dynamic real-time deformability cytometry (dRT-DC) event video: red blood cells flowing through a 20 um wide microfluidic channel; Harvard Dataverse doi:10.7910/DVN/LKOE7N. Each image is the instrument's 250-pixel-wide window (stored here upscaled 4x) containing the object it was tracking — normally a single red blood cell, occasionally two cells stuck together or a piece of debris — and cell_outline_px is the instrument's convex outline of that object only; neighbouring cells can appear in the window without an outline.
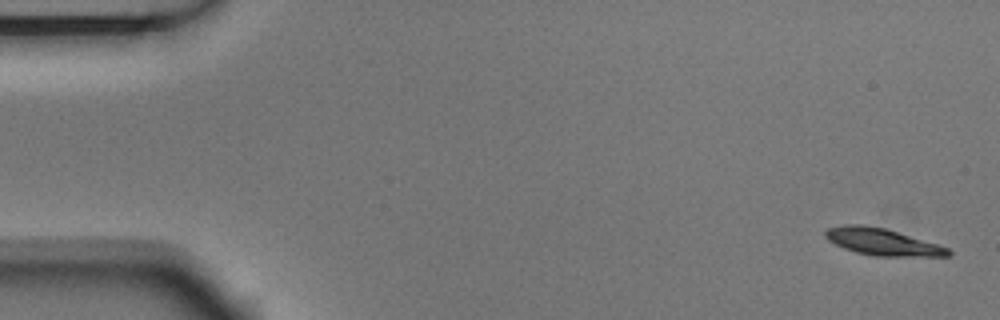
{"species": "Egyptian fruit bat (a non-hibernating species)", "species_latin": "Rousettus aegyptiacus", "temperature_condition": "room temperature", "stored_images_in_passage": 5, "camera_frame_rate_fps": 3000, "um_per_image_px": 0.085, "animal": {"sex": "male"}, "frame": {"image": 1, "passage_image": 1, "time_ms": 0.0, "image_size_px": [1000, 320], "cell_outline_px": [[952, 252], [948, 256], [872, 256], [856, 252], [844, 248], [828, 240], [824, 236], [824, 232], [828, 228], [844, 224], [864, 224], [884, 228], [936, 244], [948, 248]], "centroid_in_image_um": [74.94, 20.55], "position_along_channel_um": 10.1, "area_um2": 19.02}}